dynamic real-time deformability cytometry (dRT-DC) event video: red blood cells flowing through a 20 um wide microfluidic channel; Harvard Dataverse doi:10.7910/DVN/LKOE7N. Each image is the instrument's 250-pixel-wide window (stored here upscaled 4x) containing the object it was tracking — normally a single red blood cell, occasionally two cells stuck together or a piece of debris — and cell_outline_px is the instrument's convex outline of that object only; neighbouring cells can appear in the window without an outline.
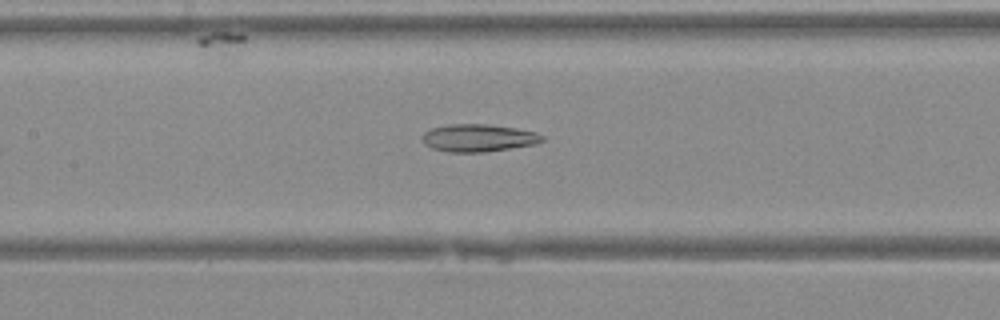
{"species": "Egyptian fruit bat (a non-hibernating species)", "species_latin": "Rousettus aegyptiacus", "temperature_condition": "warm", "stored_images_in_passage": 16, "camera_frame_rate_fps": 3000, "um_per_image_px": 0.085, "animal": {"sex": "female"}, "frame": {"image": 1, "passage_image": 12, "time_ms": 3.667, "image_size_px": [1000, 320], "cell_outline_px": [[544, 140], [532, 144], [484, 152], [448, 152], [432, 148], [424, 144], [420, 136], [424, 132], [432, 128], [448, 124], [488, 124], [516, 128], [536, 132], [544, 136]], "centroid_in_image_um": [40.61, 11.71], "position_along_channel_um": 166.8, "area_um2": 19.19}}
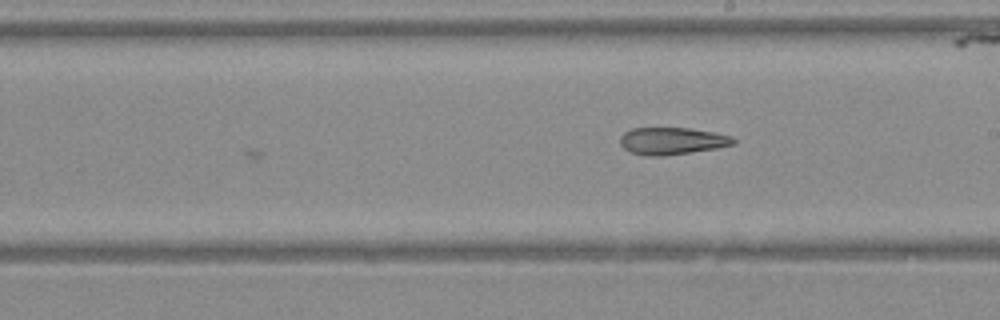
{"frame": {"image": 2, "passage_image": 16, "time_ms": 5.0, "image_size_px": [1000, 320], "cell_outline_px": [[736, 144], [716, 148], [692, 152], [660, 156], [648, 156], [632, 152], [624, 148], [620, 144], [620, 136], [624, 132], [632, 128], [692, 128], [716, 132], [732, 136], [736, 140]], "centroid_in_image_um": [57.16, 11.97], "position_along_channel_um": 231.8, "area_um2": 18.03}}